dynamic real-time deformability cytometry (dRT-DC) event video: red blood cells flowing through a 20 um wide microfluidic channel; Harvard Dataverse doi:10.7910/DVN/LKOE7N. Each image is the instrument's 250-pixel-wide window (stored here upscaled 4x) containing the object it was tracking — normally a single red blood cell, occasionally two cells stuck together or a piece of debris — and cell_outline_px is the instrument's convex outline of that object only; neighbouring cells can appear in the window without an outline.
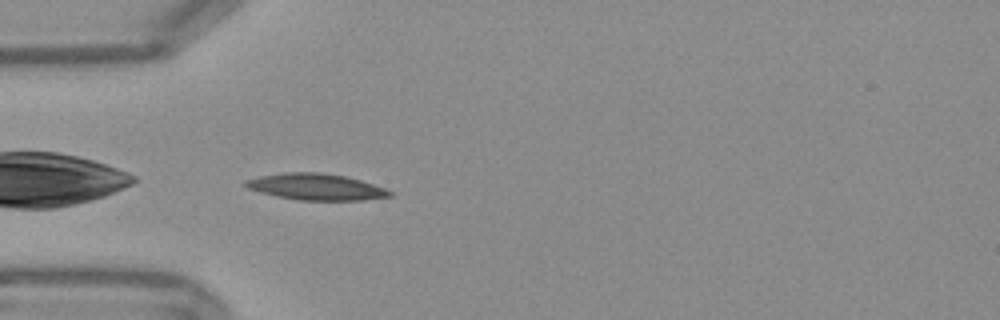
{"species": "Egyptian fruit bat (a non-hibernating species)", "species_latin": "Rousettus aegyptiacus", "temperature_condition": "warm", "stored_images_in_passage": 33, "camera_frame_rate_fps": 3000, "um_per_image_px": 0.085, "frame": {"image": 1, "passage_image": 1, "time_ms": 0.0, "image_size_px": [1000, 320], "cell_outline_px": [[392, 196], [360, 200], [300, 200], [276, 196], [260, 192], [248, 188], [244, 184], [244, 180], [260, 176], [284, 172], [320, 172], [344, 176], [360, 180], [384, 188], [392, 192]], "centroid_in_image_um": [26.83, 15.88], "position_along_channel_um": 58.2, "area_um2": 21.96}}
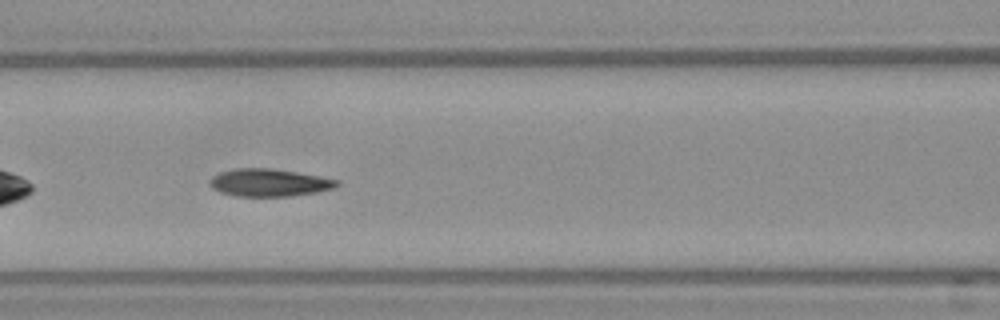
{"frame": {"image": 2, "passage_image": 8, "time_ms": 2.333, "image_size_px": [1000, 320], "cell_outline_px": [[340, 184], [336, 188], [316, 192], [288, 196], [236, 196], [220, 192], [212, 188], [208, 184], [208, 180], [212, 176], [220, 172], [236, 168], [268, 168], [296, 172], [320, 176], [340, 180]], "centroid_in_image_um": [22.87, 15.52], "position_along_channel_um": 143.7, "area_um2": 20.52}}
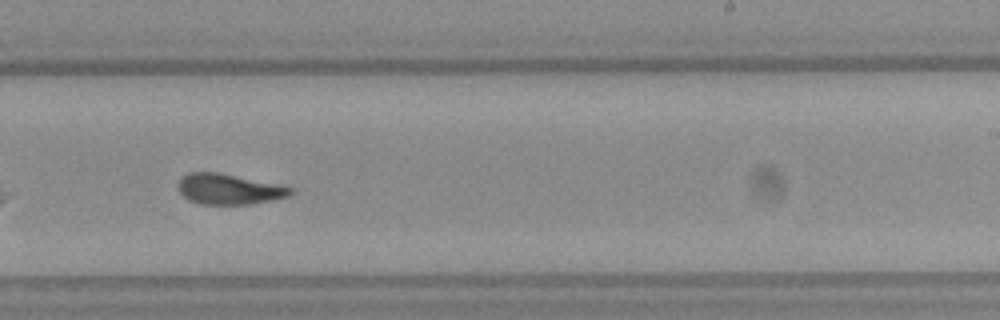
{"frame": {"image": 3, "passage_image": 18, "time_ms": 5.667, "image_size_px": [1000, 320], "cell_outline_px": [[292, 192], [288, 196], [252, 204], [204, 204], [188, 200], [180, 192], [176, 184], [188, 172], [220, 172], [284, 184], [292, 188]], "centroid_in_image_um": [19.48, 16.05], "position_along_channel_um": 269.5, "area_um2": 20.23}, "authors_computed_cell_mechanics": {"area_um2": 20.9236, "velocity_mm_per_s": 3.7845, "shape_relaxation_time_tau1_ms": 5.6796, "shape_relaxation_time_tau2_ms": 2.1036, "deformation_change_tau1": 0.1998, "deformation_change_tau2": 0.0971}}